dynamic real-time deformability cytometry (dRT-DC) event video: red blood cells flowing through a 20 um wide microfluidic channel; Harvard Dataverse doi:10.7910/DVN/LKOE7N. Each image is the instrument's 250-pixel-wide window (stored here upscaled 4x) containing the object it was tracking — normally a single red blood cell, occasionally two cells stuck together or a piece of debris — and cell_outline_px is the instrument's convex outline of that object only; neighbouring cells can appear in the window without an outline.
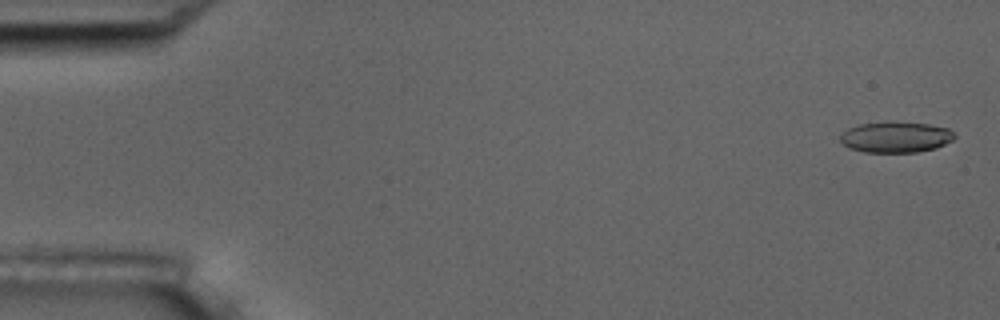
{"species": "common noctule bat (a hibernating species)", "species_latin": "Nyctalus noctula", "temperature_condition": "room temperature", "stored_images_in_passage": 4, "camera_frame_rate_fps": 3000, "um_per_image_px": 0.085, "animal": {"sex": "male", "body_mass_g": 17.5, "forearm_length_mm": 52.3}, "frame": {"image": 1, "passage_image": 1, "time_ms": 0.0, "image_size_px": [1000, 320], "cell_outline_px": [[956, 136], [952, 140], [936, 148], [916, 152], [864, 152], [848, 148], [840, 140], [840, 136], [848, 128], [860, 124], [928, 124], [948, 128]], "centroid_in_image_um": [76.14, 11.7], "position_along_channel_um": 8.9, "area_um2": 19.77}}
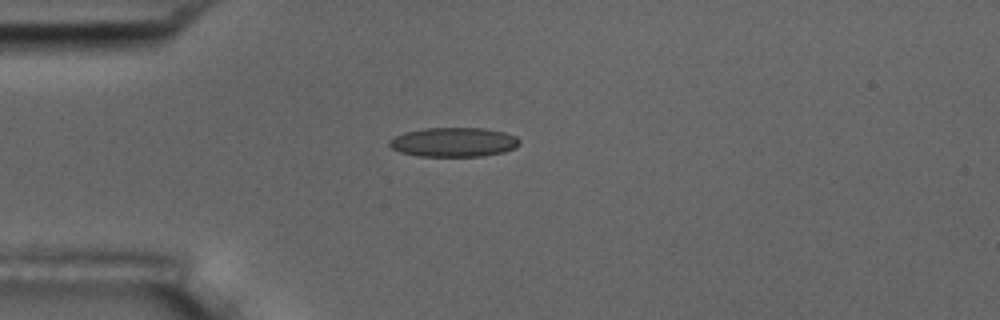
{"frame": {"image": 2, "passage_image": 4, "time_ms": 4.333, "image_size_px": [1000, 320], "cell_outline_px": [[520, 144], [516, 148], [504, 152], [484, 156], [420, 156], [400, 152], [392, 148], [388, 144], [388, 140], [404, 132], [424, 128], [484, 128], [504, 132], [516, 136], [520, 140]], "centroid_in_image_um": [38.59, 12.08], "position_along_channel_um": 46.4, "area_um2": 22.37}}